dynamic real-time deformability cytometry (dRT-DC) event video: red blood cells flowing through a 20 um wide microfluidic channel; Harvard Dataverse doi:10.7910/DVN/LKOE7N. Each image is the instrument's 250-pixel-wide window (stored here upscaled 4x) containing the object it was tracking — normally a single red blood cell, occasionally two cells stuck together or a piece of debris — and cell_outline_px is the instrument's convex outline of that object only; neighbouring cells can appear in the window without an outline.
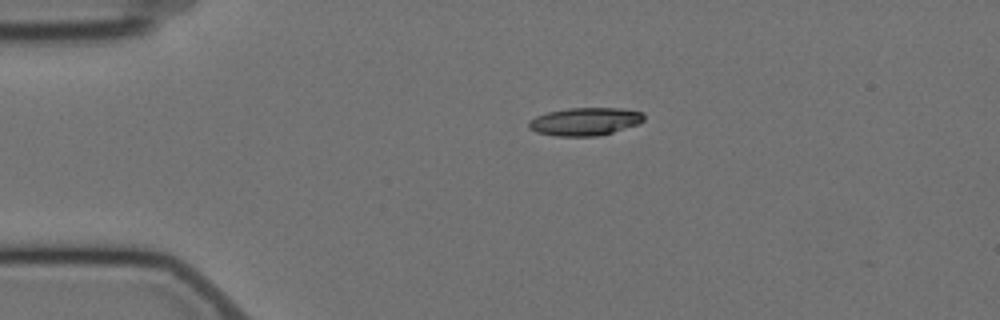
{"species": "Egyptian fruit bat (a non-hibernating species)", "species_latin": "Rousettus aegyptiacus", "temperature_condition": "cold", "stored_images_in_passage": 2, "camera_frame_rate_fps": 3000, "um_per_image_px": 0.085, "animal": {"sex": "female"}, "frame": {"image": 1, "passage_image": 1, "time_ms": 0.0, "image_size_px": [1000, 320], "cell_outline_px": [[644, 120], [640, 124], [612, 132], [596, 136], [556, 136], [536, 132], [528, 128], [528, 120], [536, 116], [548, 112], [568, 108], [620, 108], [644, 112]], "centroid_in_image_um": [49.73, 10.33], "position_along_channel_um": 35.3, "area_um2": 18.84}}